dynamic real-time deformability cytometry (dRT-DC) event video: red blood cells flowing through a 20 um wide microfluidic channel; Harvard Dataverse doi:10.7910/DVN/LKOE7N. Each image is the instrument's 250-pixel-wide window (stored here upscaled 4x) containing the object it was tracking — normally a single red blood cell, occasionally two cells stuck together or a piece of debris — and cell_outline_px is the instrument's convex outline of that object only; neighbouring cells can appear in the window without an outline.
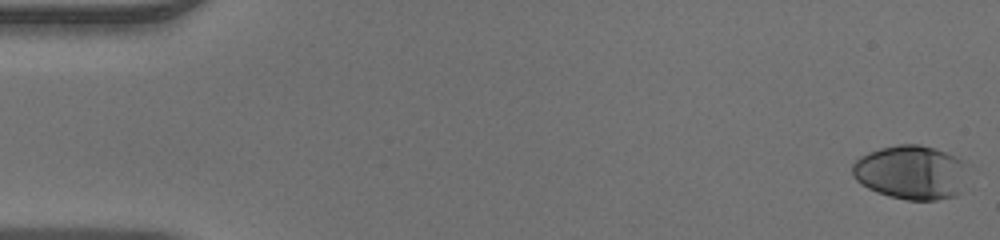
{"species": "human", "species_latin": "Homo sapiens", "temperature_condition": "warm", "stored_images_in_passage": 49, "camera_frame_rate_fps": 3000, "um_per_image_px": 0.085, "donor": {"sex": "male"}, "frame": {"image": 1, "passage_image": 1, "time_ms": 0.0, "image_size_px": [1000, 240], "cell_outline_px": [[976, 168], [960, 192], [956, 196], [936, 200], [908, 200], [888, 196], [876, 192], [860, 184], [852, 176], [852, 164], [860, 156], [868, 152], [880, 148], [900, 144], [920, 144], [936, 148], [956, 156], [972, 164]], "centroid_in_image_um": [77.57, 14.64], "position_along_channel_um": 7.4, "area_um2": 37.86}}
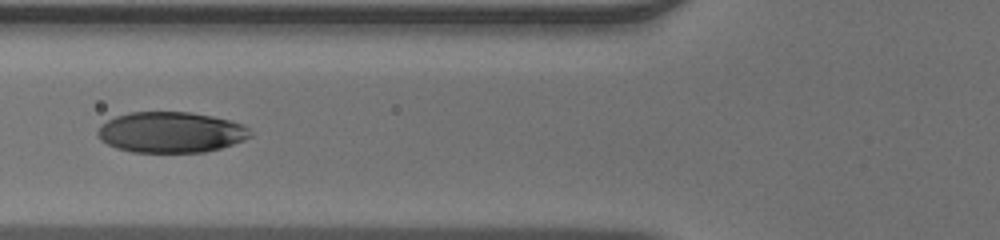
{"frame": {"image": 2, "passage_image": 19, "time_ms": 6.0, "image_size_px": [1000, 240], "cell_outline_px": [[252, 136], [244, 140], [220, 148], [204, 152], [132, 152], [116, 148], [100, 140], [96, 132], [100, 124], [116, 116], [128, 112], [192, 112], [212, 116], [228, 120], [240, 124], [248, 128], [252, 132]], "centroid_in_image_um": [14.49, 11.24], "position_along_channel_um": 111.3, "area_um2": 36.3}}
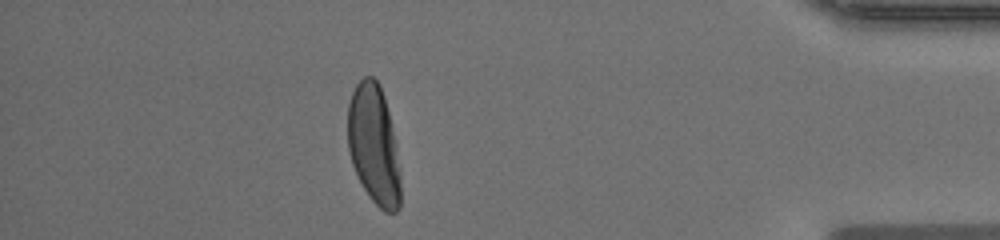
{"frame": {"image": 3, "passage_image": 43, "time_ms": 14.0, "image_size_px": [1000, 240], "cell_outline_px": [[400, 208], [396, 212], [384, 212], [368, 196], [352, 164], [348, 148], [348, 104], [352, 92], [356, 84], [364, 76], [372, 76], [380, 84], [384, 96], [396, 144], [400, 172]], "centroid_in_image_um": [31.78, 12.31], "position_along_channel_um": 403.4, "area_um2": 36.76}}